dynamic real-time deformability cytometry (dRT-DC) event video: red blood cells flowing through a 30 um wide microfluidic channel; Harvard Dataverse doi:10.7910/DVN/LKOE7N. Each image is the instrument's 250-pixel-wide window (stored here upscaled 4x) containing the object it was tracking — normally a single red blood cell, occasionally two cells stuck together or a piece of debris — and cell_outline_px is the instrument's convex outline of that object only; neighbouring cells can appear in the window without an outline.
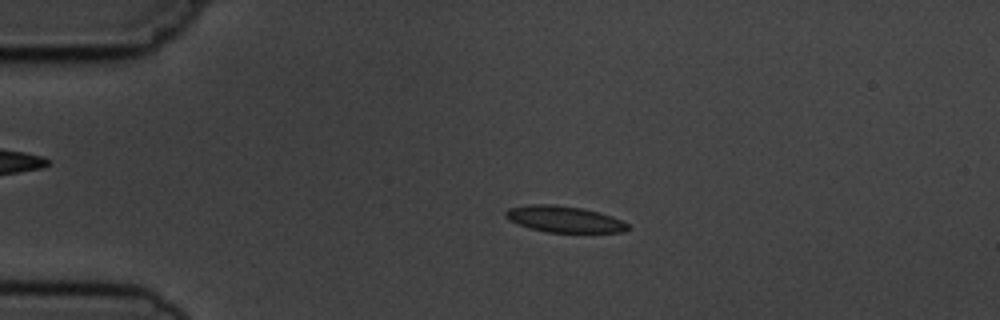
{"species": "common noctule bat (a hibernating species)", "species_latin": "Nyctalus noctula", "temperature_condition": "cold", "stored_images_in_passage": 3, "camera_frame_rate_fps": 3000, "um_per_image_px": 0.085, "animal": {"sex": "male", "body_mass_g": 19.5, "forearm_length_mm": 54.6}, "frame": {"image": 1, "passage_image": 2, "time_ms": 2.0, "image_size_px": [1000, 320], "cell_outline_px": [[628, 228], [624, 232], [548, 232], [516, 224], [508, 220], [504, 216], [504, 212], [508, 208], [528, 204], [552, 204], [580, 208], [600, 212], [612, 216], [628, 224]], "centroid_in_image_um": [47.9, 18.62], "position_along_channel_um": 37.1, "area_um2": 18.67}}